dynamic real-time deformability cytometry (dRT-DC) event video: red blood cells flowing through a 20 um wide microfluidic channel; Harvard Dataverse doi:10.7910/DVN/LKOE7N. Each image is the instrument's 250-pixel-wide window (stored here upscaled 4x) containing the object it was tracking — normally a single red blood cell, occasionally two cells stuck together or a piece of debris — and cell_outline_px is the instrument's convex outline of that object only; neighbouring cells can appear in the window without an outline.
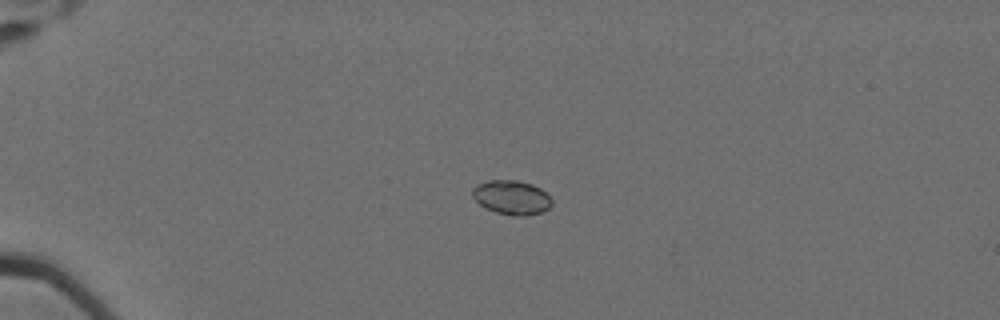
{"species": "Egyptian fruit bat (a non-hibernating species)", "species_latin": "Rousettus aegyptiacus", "temperature_condition": "cold", "stored_images_in_passage": 61, "camera_frame_rate_fps": 3000, "um_per_image_px": 0.085, "animal": {"sex": "female"}, "frame": {"image": 1, "passage_image": 17, "time_ms": 5.333, "image_size_px": [1000, 320], "cell_outline_px": [[552, 204], [544, 212], [528, 216], [512, 216], [496, 212], [484, 208], [472, 196], [472, 188], [476, 184], [488, 180], [516, 180], [532, 184], [540, 188], [552, 200]], "centroid_in_image_um": [43.47, 16.79], "position_along_channel_um": 41.5, "area_um2": 16.01}}
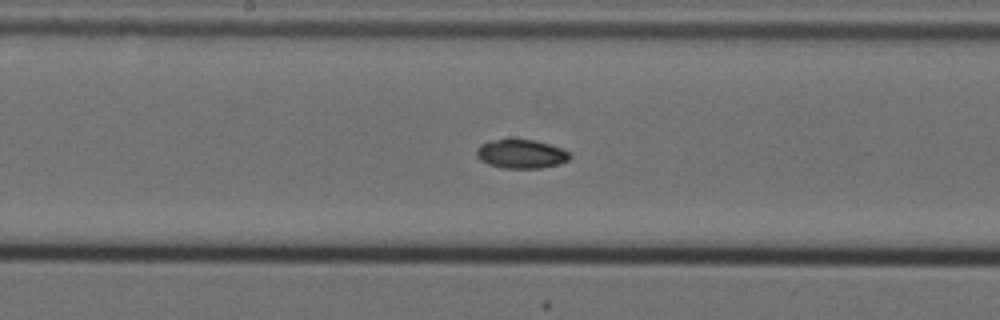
{"frame": {"image": 2, "passage_image": 35, "time_ms": 11.333, "image_size_px": [1000, 320], "cell_outline_px": [[572, 156], [568, 160], [560, 164], [540, 168], [504, 168], [488, 164], [480, 160], [476, 156], [476, 148], [480, 144], [488, 140], [536, 140], [572, 152]], "centroid_in_image_um": [44.3, 13.09], "position_along_channel_um": 203.9, "area_um2": 15.78}}
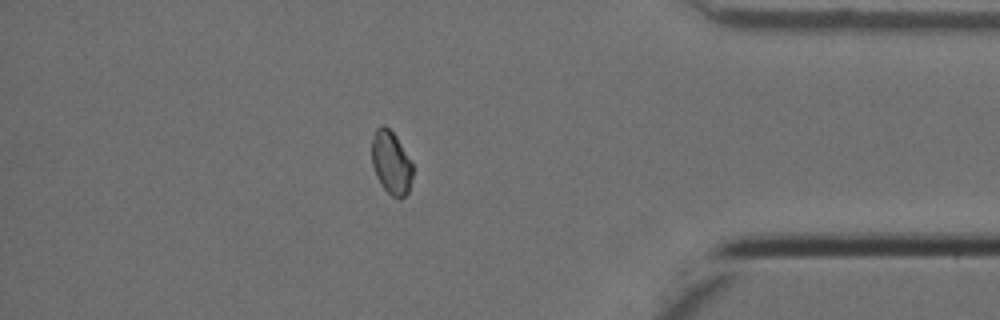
{"frame": {"image": 3, "passage_image": 54, "time_ms": 17.667, "image_size_px": [1000, 320], "cell_outline_px": [[412, 176], [408, 192], [400, 200], [392, 196], [380, 184], [376, 176], [372, 164], [372, 140], [376, 128], [380, 124], [384, 124], [396, 136], [412, 164]], "centroid_in_image_um": [33.23, 13.83], "position_along_channel_um": 402.0, "area_um2": 14.97}}